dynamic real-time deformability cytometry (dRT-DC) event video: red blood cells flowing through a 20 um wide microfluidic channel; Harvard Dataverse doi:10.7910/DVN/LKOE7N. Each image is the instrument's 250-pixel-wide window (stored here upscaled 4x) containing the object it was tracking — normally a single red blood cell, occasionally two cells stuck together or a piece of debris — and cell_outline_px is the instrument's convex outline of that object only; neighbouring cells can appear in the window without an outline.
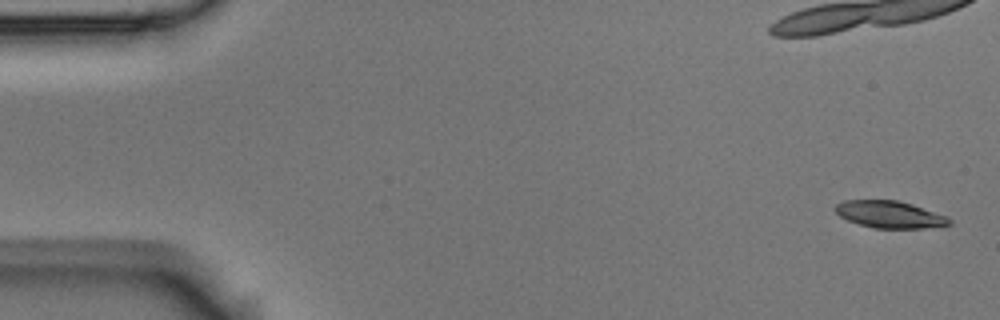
{"species": "Egyptian fruit bat (a non-hibernating species)", "species_latin": "Rousettus aegyptiacus", "temperature_condition": "room temperature", "stored_images_in_passage": 8, "camera_frame_rate_fps": 3000, "um_per_image_px": 0.085, "animal": {"sex": "male"}, "frame": {"image": 1, "passage_image": 1, "time_ms": 0.0, "image_size_px": [1000, 320], "cell_outline_px": [[952, 224], [944, 228], [872, 228], [848, 220], [840, 216], [836, 212], [836, 204], [844, 200], [896, 200], [912, 204], [948, 216], [952, 220]], "centroid_in_image_um": [75.72, 18.24], "position_along_channel_um": 9.3, "area_um2": 18.21}}
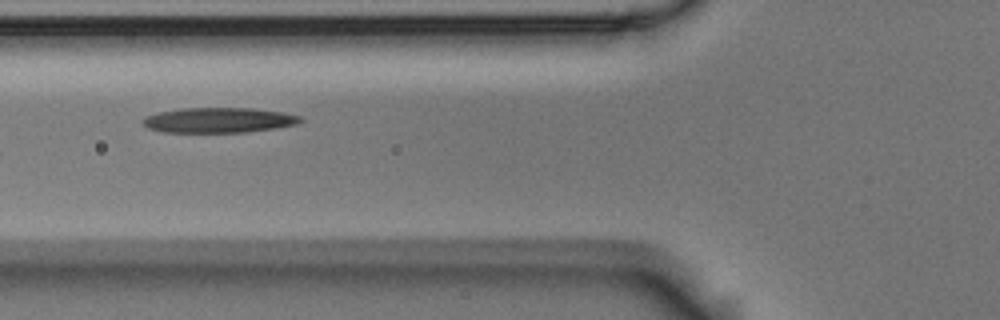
{"frame": {"image": 2, "passage_image": 7, "time_ms": 2.0, "image_size_px": [1000, 320], "cell_outline_px": [[304, 120], [296, 124], [276, 128], [248, 132], [160, 132], [148, 128], [140, 120], [144, 116], [160, 112], [180, 108], [252, 108], [280, 112], [300, 116]], "centroid_in_image_um": [18.55, 10.21], "position_along_channel_um": 107.2, "area_um2": 23.12}}
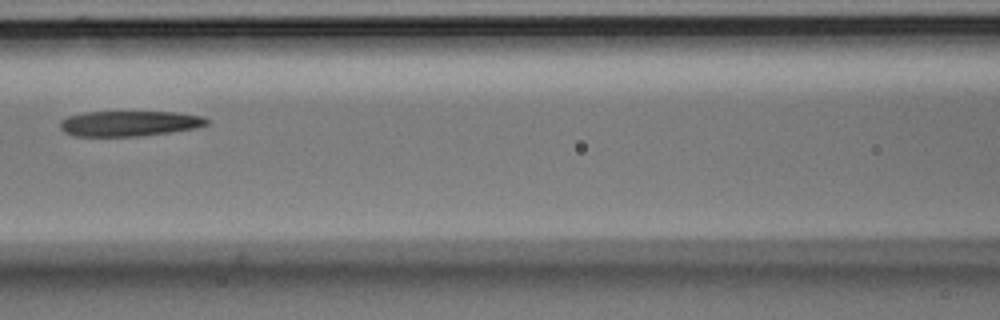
{"frame": {"image": 3, "passage_image": 8, "time_ms": 2.333, "image_size_px": [1000, 320], "cell_outline_px": [[208, 124], [196, 128], [172, 132], [140, 136], [76, 136], [64, 132], [60, 128], [60, 120], [68, 116], [84, 112], [176, 112], [200, 116], [208, 120]], "centroid_in_image_um": [10.97, 10.5], "position_along_channel_um": 155.6, "area_um2": 21.68}}